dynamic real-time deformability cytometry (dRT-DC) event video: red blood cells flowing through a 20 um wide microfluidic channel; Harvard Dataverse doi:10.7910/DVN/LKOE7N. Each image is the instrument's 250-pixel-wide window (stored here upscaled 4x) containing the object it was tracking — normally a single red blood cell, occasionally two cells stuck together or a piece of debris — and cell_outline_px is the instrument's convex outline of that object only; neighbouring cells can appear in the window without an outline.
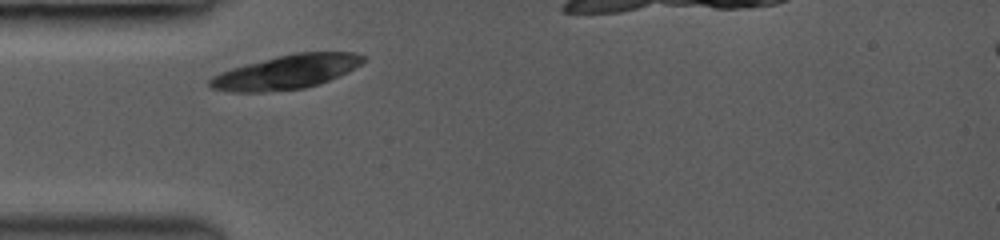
{"species": "common noctule bat (a hibernating species)", "species_latin": "Nyctalus noctula", "temperature_condition": "room temperature", "stored_images_in_passage": 70, "camera_frame_rate_fps": 3000, "um_per_image_px": 0.085, "animal": {"sex": "female", "body_mass_g": 19.0, "forearm_length_mm": 53.3}, "frame": {"image": 1, "passage_image": 1, "time_ms": 0.0, "image_size_px": [1000, 240], "cell_outline_px": [[368, 60], [348, 72], [328, 80], [304, 88], [264, 92], [232, 92], [212, 88], [208, 84], [208, 80], [212, 76], [220, 72], [232, 68], [276, 56], [296, 52], [352, 52], [368, 56]], "centroid_in_image_um": [24.37, 6.11], "position_along_channel_um": 60.6, "area_um2": 30.46}}
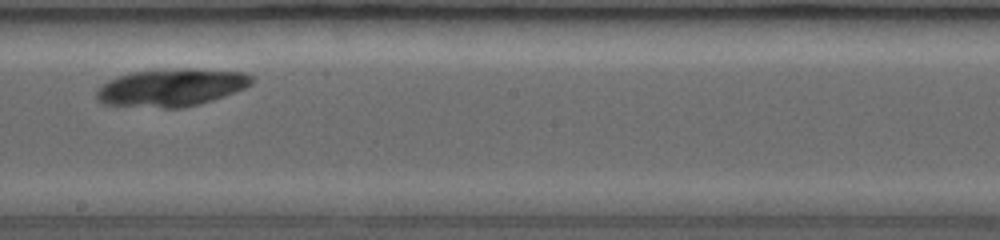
{"frame": {"image": 2, "passage_image": 33, "time_ms": 4.333, "image_size_px": [1000, 240], "cell_outline_px": [[252, 84], [236, 92], [200, 104], [184, 108], [164, 108], [104, 104], [96, 100], [96, 88], [108, 80], [116, 76], [132, 72], [156, 68], [192, 68], [248, 72], [252, 76]], "centroid_in_image_um": [14.55, 7.42], "position_along_channel_um": 233.6, "area_um2": 34.74}}
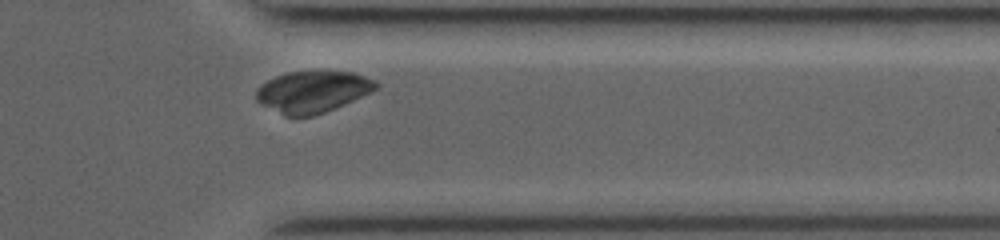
{"frame": {"image": 3, "passage_image": 61, "time_ms": 8.0, "image_size_px": [1000, 240], "cell_outline_px": [[380, 84], [376, 88], [352, 100], [324, 112], [312, 116], [284, 116], [260, 104], [256, 100], [256, 88], [260, 84], [276, 76], [288, 72], [356, 72], [376, 80]], "centroid_in_image_um": [26.53, 7.79], "position_along_channel_um": 384.9, "area_um2": 28.73}}